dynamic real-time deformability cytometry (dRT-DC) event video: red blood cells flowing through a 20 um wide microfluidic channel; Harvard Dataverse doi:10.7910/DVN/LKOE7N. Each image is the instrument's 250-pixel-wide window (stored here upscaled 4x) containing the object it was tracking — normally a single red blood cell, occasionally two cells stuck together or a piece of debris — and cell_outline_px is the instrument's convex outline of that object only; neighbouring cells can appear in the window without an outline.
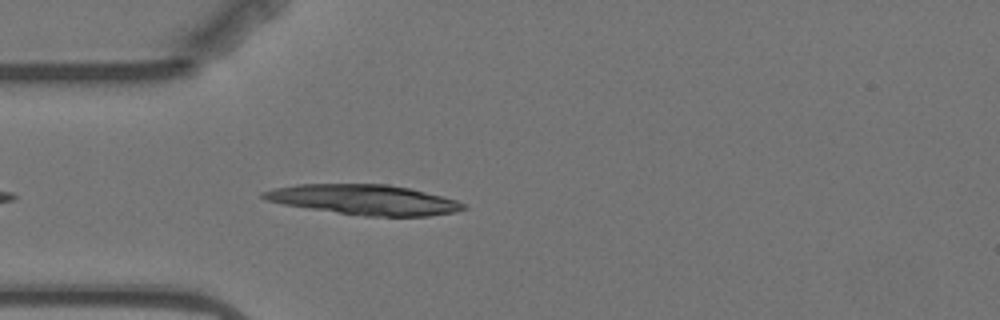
{"species": "Egyptian fruit bat (a non-hibernating species)", "species_latin": "Rousettus aegyptiacus", "temperature_condition": "warm", "stored_images_in_passage": 4, "camera_frame_rate_fps": 3000, "um_per_image_px": 0.085, "animal": {"sex": "female"}, "frame": {"image": 1, "passage_image": 4, "time_ms": 4.0, "image_size_px": [1000, 320], "cell_outline_px": [[468, 208], [456, 212], [428, 216], [364, 216], [284, 204], [268, 200], [260, 196], [260, 192], [276, 188], [296, 184], [388, 184], [408, 188], [456, 200], [468, 204]], "centroid_in_image_um": [30.99, 16.97], "position_along_channel_um": 54.0, "area_um2": 34.74}}